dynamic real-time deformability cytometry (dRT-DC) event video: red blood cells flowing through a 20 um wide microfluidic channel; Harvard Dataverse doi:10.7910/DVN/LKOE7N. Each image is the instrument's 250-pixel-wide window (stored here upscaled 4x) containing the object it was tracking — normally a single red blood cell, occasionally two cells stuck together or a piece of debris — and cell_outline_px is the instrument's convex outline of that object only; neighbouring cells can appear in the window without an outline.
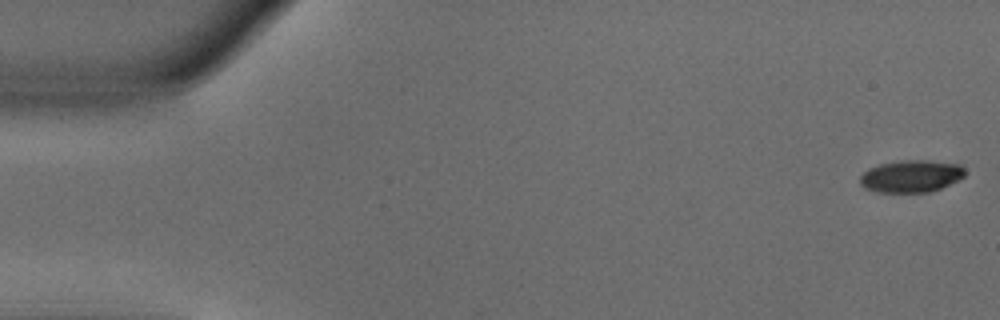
{"species": "common noctule bat (a hibernating species)", "species_latin": "Nyctalus noctula", "temperature_condition": "warm", "stored_images_in_passage": 53, "camera_frame_rate_fps": 3000, "um_per_image_px": 0.085, "animal": {"sex": "male", "body_mass_g": 18.8}, "frame": {"image": 1, "passage_image": 1, "time_ms": 0.0, "image_size_px": [1000, 320], "cell_outline_px": [[964, 176], [940, 188], [928, 192], [876, 192], [864, 188], [860, 184], [860, 176], [868, 168], [880, 164], [904, 160], [928, 160], [960, 164], [964, 168]], "centroid_in_image_um": [77.41, 14.97], "position_along_channel_um": 7.6, "area_um2": 19.59}}
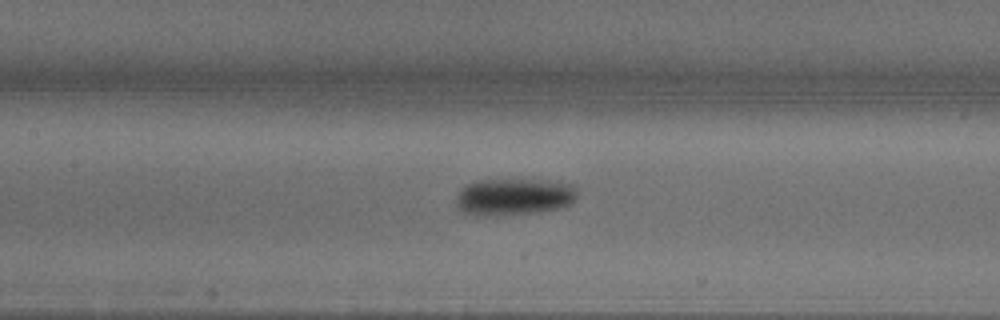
{"frame": {"image": 2, "passage_image": 24, "time_ms": 7.667, "image_size_px": [1000, 320], "cell_outline_px": [[576, 196], [568, 204], [560, 208], [540, 212], [488, 216], [472, 216], [464, 212], [456, 204], [456, 196], [460, 188], [476, 180], [548, 180], [576, 184]], "centroid_in_image_um": [43.66, 16.73], "position_along_channel_um": 163.7, "area_um2": 26.3}}
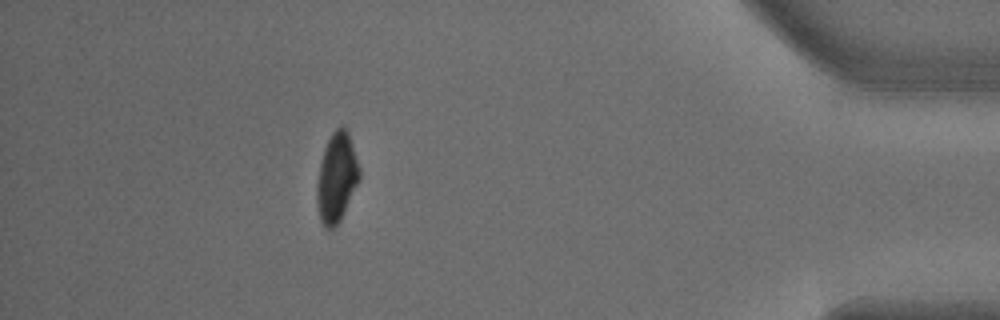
{"frame": {"image": 3, "passage_image": 47, "time_ms": 15.333, "image_size_px": [1000, 320], "cell_outline_px": [[360, 180], [340, 220], [332, 228], [328, 228], [320, 220], [316, 200], [316, 184], [320, 164], [324, 148], [332, 132], [340, 124], [344, 124], [348, 132], [360, 168]], "centroid_in_image_um": [28.62, 15.05], "position_along_channel_um": 406.6, "area_um2": 22.14}, "authors_computed_cell_mechanics": {"area_um2": 22.8888, "velocity_mm_per_s": 3.8382, "shape_relaxation_time_tau1_ms": 3.2273, "shape_relaxation_time_tau2_ms": null, "deformation_change_tau1": 0.1614, "deformation_change_tau2": null}}